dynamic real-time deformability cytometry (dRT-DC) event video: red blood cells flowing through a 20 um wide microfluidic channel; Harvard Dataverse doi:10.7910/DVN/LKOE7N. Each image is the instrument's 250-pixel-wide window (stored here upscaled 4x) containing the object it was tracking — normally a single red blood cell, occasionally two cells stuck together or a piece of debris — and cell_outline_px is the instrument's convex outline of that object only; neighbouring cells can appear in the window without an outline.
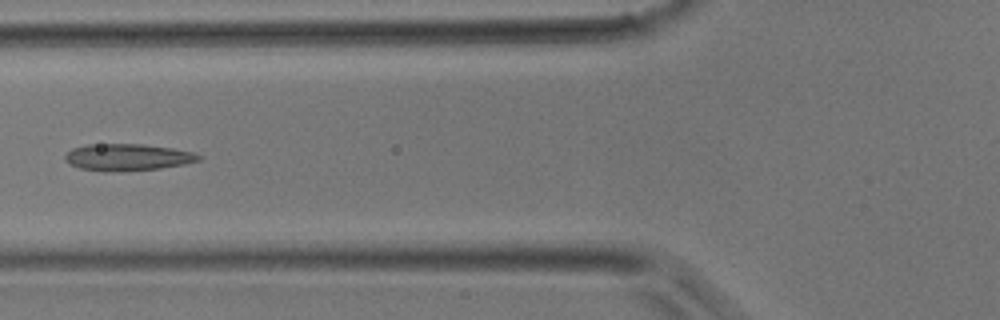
{"species": "common noctule bat (a hibernating species)", "species_latin": "Nyctalus noctula", "temperature_condition": "room temperature", "stored_images_in_passage": 5, "camera_frame_rate_fps": 3000, "um_per_image_px": 0.085, "animal": {"sex": "male", "body_mass_g": 17.9}, "frame": {"image": 1, "passage_image": 5, "time_ms": 5.333, "image_size_px": [1000, 320], "cell_outline_px": [[204, 156], [200, 160], [184, 164], [160, 168], [104, 172], [80, 168], [68, 164], [64, 160], [64, 156], [72, 148], [88, 144], [144, 144], [172, 148], [192, 152]], "centroid_in_image_um": [10.82, 13.36], "position_along_channel_um": 115.0, "area_um2": 20.92}}